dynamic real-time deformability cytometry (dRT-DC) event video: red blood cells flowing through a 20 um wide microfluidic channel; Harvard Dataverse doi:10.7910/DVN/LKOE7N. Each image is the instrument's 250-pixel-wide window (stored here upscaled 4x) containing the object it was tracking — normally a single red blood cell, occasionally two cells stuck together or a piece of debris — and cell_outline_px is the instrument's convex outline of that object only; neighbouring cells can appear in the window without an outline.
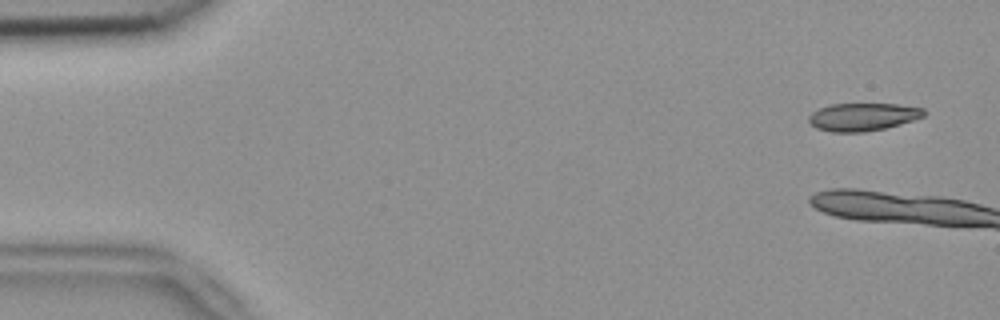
{"species": "common noctule bat (a hibernating species)", "species_latin": "Nyctalus noctula", "temperature_condition": "room temperature", "stored_images_in_passage": 11, "camera_frame_rate_fps": 3000, "um_per_image_px": 0.085, "animal": {"sex": "female", "body_mass_g": 18.4}, "frame": {"image": 1, "passage_image": 1, "time_ms": 0.0, "image_size_px": [1000, 320], "cell_outline_px": [[928, 112], [924, 116], [900, 124], [884, 128], [864, 132], [832, 132], [816, 128], [808, 120], [808, 116], [812, 112], [828, 104], [896, 104], [924, 108]], "centroid_in_image_um": [73.34, 9.93], "position_along_channel_um": 11.7, "area_um2": 18.67}}